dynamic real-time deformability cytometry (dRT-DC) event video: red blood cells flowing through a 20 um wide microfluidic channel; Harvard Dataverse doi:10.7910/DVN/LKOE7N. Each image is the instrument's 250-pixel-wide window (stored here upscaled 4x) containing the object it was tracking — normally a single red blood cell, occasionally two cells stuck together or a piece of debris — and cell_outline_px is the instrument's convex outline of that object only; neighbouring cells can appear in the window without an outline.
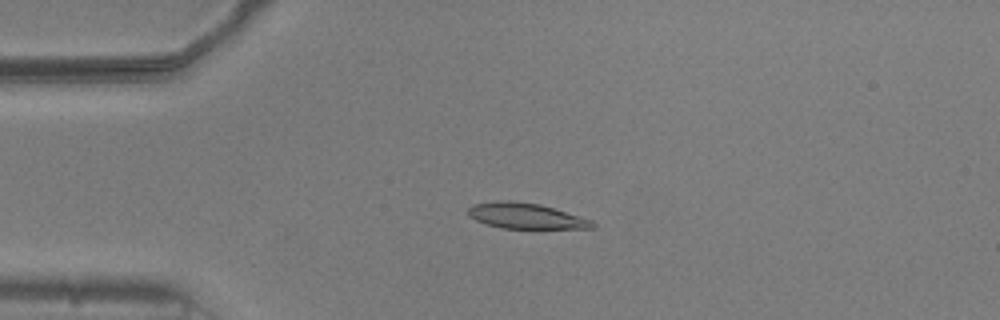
{"species": "common noctule bat (a hibernating species)", "species_latin": "Nyctalus noctula", "temperature_condition": "warm", "stored_images_in_passage": 53, "camera_frame_rate_fps": 3000, "um_per_image_px": 0.085, "animal": {"sex": "male", "body_mass_g": 20.5, "forearm_length_mm": 52.5}, "frame": {"image": 1, "passage_image": 12, "time_ms": 3.667, "image_size_px": [1000, 320], "cell_outline_px": [[596, 228], [500, 228], [484, 224], [468, 216], [468, 208], [472, 204], [496, 200], [508, 200], [540, 204], [580, 216], [592, 220], [596, 224]], "centroid_in_image_um": [44.66, 18.35], "position_along_channel_um": 40.3, "area_um2": 18.67}}
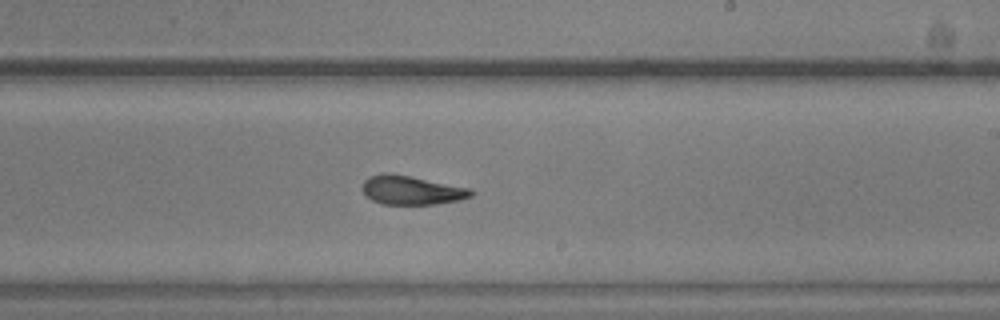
{"frame": {"image": 2, "passage_image": 31, "time_ms": 10.0, "image_size_px": [1000, 320], "cell_outline_px": [[476, 192], [472, 196], [460, 200], [436, 204], [384, 204], [372, 200], [364, 192], [364, 180], [368, 176], [384, 172], [388, 172], [472, 188]], "centroid_in_image_um": [35.03, 16.16], "position_along_channel_um": 254.0, "area_um2": 18.32}}
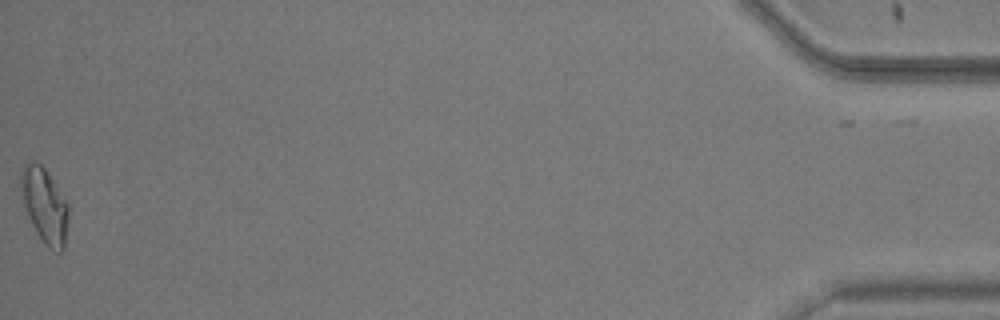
{"frame": {"image": 3, "passage_image": 53, "time_ms": 17.333, "image_size_px": [1000, 320], "cell_outline_px": [[68, 220], [64, 248], [60, 252], [48, 248], [44, 244], [36, 232], [28, 216], [24, 204], [20, 184], [20, 168], [24, 164], [32, 160], [36, 160], [44, 168], [68, 204]], "centroid_in_image_um": [3.77, 17.45], "position_along_channel_um": 431.4, "area_um2": 20.63}, "authors_computed_cell_mechanics": {"area_um2": 18.9006, "velocity_mm_per_s": 3.7797, "shape_relaxation_time_tau1_ms": 6.4563, "shape_relaxation_time_tau2_ms": 2.1565, "deformation_change_tau1": 0.2038, "deformation_change_tau2": 0.0943}}